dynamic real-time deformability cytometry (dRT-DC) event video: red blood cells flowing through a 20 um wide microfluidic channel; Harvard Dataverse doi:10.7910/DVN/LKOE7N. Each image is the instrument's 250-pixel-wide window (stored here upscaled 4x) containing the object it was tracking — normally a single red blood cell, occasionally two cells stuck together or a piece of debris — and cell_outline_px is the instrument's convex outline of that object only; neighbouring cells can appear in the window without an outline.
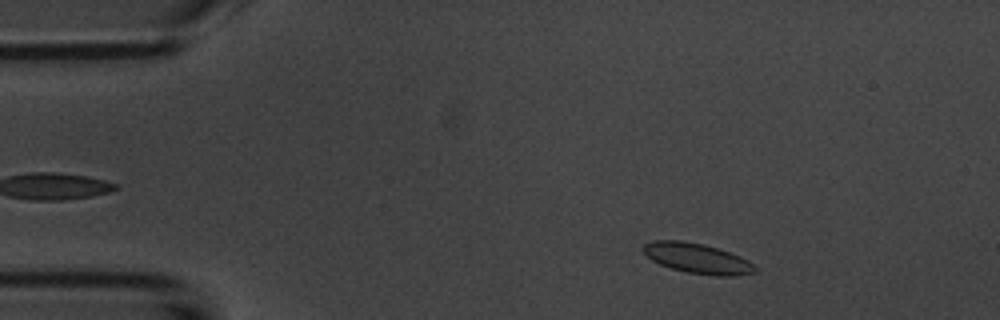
{"species": "common noctule bat (a hibernating species)", "species_latin": "Nyctalus noctula", "temperature_condition": "room temperature", "stored_images_in_passage": 51, "camera_frame_rate_fps": 3000, "um_per_image_px": 0.085, "animal": {"sex": "male", "body_mass_g": 20.1, "forearm_length_mm": 53.5}, "frame": {"image": 1, "passage_image": 5, "time_ms": 1.333, "image_size_px": [1000, 320], "cell_outline_px": [[760, 272], [736, 276], [716, 276], [684, 272], [660, 264], [652, 260], [640, 248], [644, 244], [652, 240], [680, 240], [704, 244], [740, 256], [748, 260], [760, 268]], "centroid_in_image_um": [59.32, 21.97], "position_along_channel_um": 25.7, "area_um2": 19.94}}
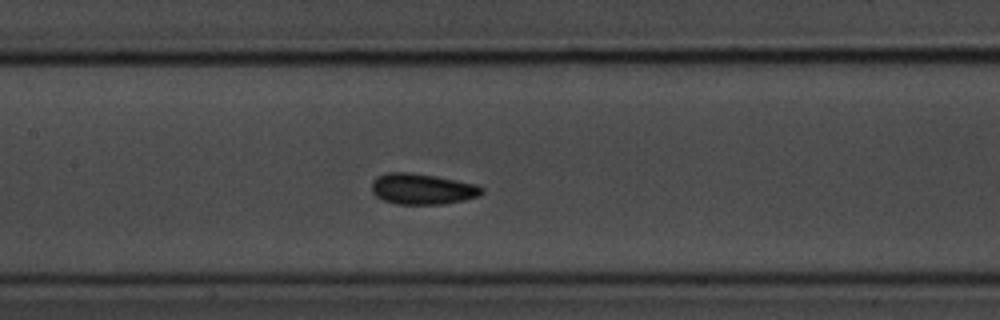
{"frame": {"image": 2, "passage_image": 22, "time_ms": 7.0, "image_size_px": [1000, 320], "cell_outline_px": [[484, 192], [480, 196], [464, 200], [444, 204], [396, 204], [384, 200], [376, 196], [372, 192], [372, 180], [376, 176], [388, 172], [408, 172], [436, 176], [476, 184], [484, 188]], "centroid_in_image_um": [35.9, 16.06], "position_along_channel_um": 171.5, "area_um2": 19.94}}
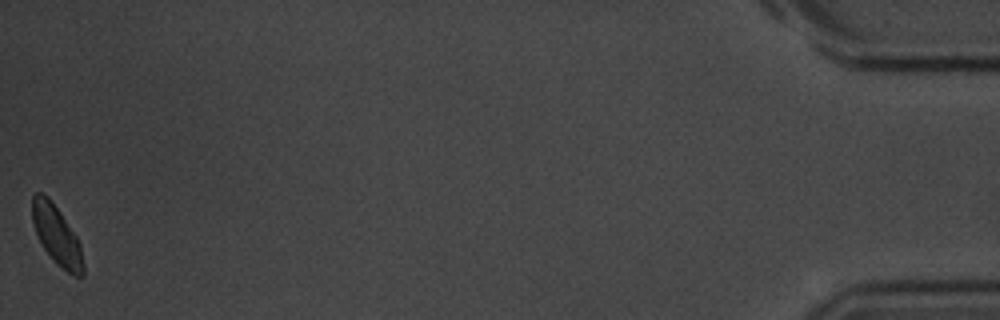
{"frame": {"image": 3, "passage_image": 51, "time_ms": 16.667, "image_size_px": [1000, 320], "cell_outline_px": [[84, 276], [72, 276], [56, 264], [44, 248], [36, 232], [32, 220], [32, 196], [36, 192], [44, 192], [52, 200], [76, 236], [80, 244], [84, 264]], "centroid_in_image_um": [4.83, 20.0], "position_along_channel_um": 430.4, "area_um2": 17.63}}